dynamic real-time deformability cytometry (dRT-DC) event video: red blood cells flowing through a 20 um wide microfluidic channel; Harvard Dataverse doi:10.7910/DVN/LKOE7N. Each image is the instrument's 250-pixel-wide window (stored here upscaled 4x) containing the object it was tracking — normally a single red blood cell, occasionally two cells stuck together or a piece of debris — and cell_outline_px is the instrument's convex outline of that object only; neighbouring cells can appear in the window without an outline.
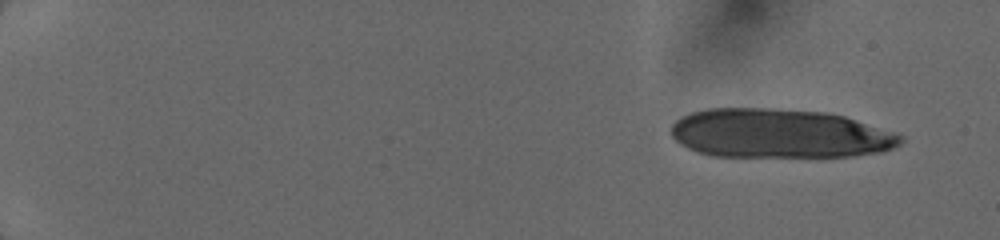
{"species": "human", "species_latin": "Homo sapiens", "temperature_condition": "cold", "stored_images_in_passage": 17, "camera_frame_rate_fps": 3000, "um_per_image_px": 0.085, "donor": {"sex": "female"}, "frame": {"image": 1, "passage_image": 3, "time_ms": 0.667, "image_size_px": [1000, 240], "cell_outline_px": [[904, 140], [896, 148], [880, 152], [856, 156], [712, 156], [696, 152], [680, 144], [672, 136], [672, 124], [676, 120], [692, 112], [708, 108], [772, 108], [828, 112], [844, 116], [904, 136]], "centroid_in_image_um": [66.26, 11.35], "position_along_channel_um": 18.7, "area_um2": 65.78}}